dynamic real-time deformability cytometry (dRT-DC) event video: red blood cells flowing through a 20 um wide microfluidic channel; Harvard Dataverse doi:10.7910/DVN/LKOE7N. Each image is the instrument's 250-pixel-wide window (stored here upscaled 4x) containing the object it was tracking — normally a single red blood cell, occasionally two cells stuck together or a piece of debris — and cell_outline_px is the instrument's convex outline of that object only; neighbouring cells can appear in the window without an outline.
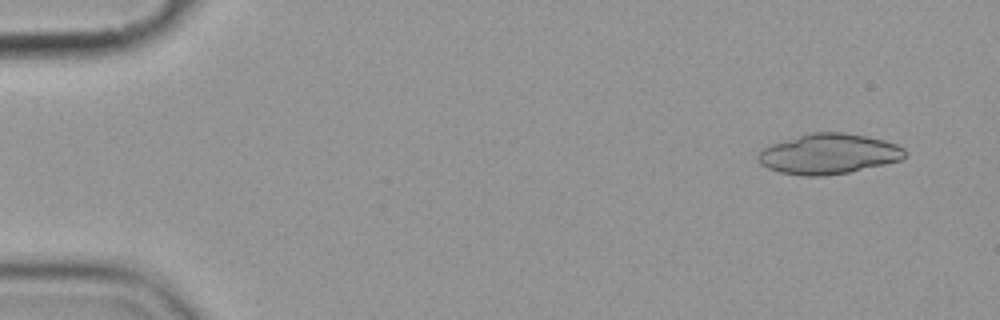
{"species": "common noctule bat (a hibernating species)", "species_latin": "Nyctalus noctula", "temperature_condition": "cold", "stored_images_in_passage": 5, "camera_frame_rate_fps": 3000, "um_per_image_px": 0.085, "animal": {"sex": "female", "body_mass_g": 19.9}, "frame": {"image": 1, "passage_image": 1, "time_ms": 0.0, "image_size_px": [1000, 320], "cell_outline_px": [[904, 156], [900, 160], [884, 164], [848, 172], [824, 176], [804, 176], [780, 172], [768, 168], [760, 164], [756, 156], [764, 148], [772, 144], [812, 132], [844, 132], [884, 140], [896, 144], [904, 148]], "centroid_in_image_um": [70.41, 13.09], "position_along_channel_um": 14.6, "area_um2": 34.04}}